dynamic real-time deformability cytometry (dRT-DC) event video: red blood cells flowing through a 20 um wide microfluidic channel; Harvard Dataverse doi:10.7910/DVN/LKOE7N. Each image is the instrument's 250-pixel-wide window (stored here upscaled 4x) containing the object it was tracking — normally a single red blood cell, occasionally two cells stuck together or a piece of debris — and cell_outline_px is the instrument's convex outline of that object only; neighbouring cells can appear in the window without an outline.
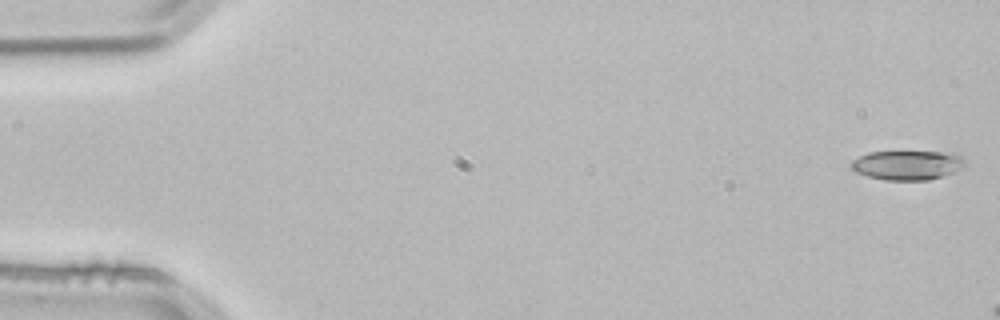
{"species": "common noctule bat (a hibernating species)", "species_latin": "Nyctalus noctula", "temperature_condition": "room temperature", "stored_images_in_passage": 4, "camera_frame_rate_fps": 3000, "um_per_image_px": 0.085, "animal": {"sex": "male", "body_mass_g": 21.5, "forearm_length_mm": 52.0}, "frame": {"image": 1, "passage_image": 1, "time_ms": 0.0, "image_size_px": [1000, 320], "cell_outline_px": [[964, 168], [928, 180], [884, 180], [868, 176], [856, 172], [848, 164], [852, 160], [868, 152], [940, 152], [960, 156], [964, 160]], "centroid_in_image_um": [77.06, 14.04], "position_along_channel_um": 7.9, "area_um2": 19.25}}
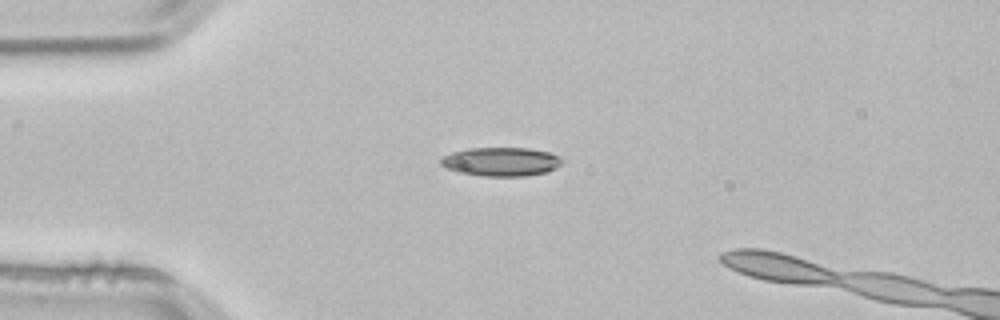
{"frame": {"image": 2, "passage_image": 3, "time_ms": 0.667, "image_size_px": [1000, 320], "cell_outline_px": [[564, 160], [556, 168], [548, 172], [524, 176], [484, 176], [456, 172], [444, 168], [440, 164], [440, 156], [452, 152], [468, 148], [528, 148], [548, 152]], "centroid_in_image_um": [42.53, 13.75], "position_along_channel_um": 42.5, "area_um2": 20.52}}